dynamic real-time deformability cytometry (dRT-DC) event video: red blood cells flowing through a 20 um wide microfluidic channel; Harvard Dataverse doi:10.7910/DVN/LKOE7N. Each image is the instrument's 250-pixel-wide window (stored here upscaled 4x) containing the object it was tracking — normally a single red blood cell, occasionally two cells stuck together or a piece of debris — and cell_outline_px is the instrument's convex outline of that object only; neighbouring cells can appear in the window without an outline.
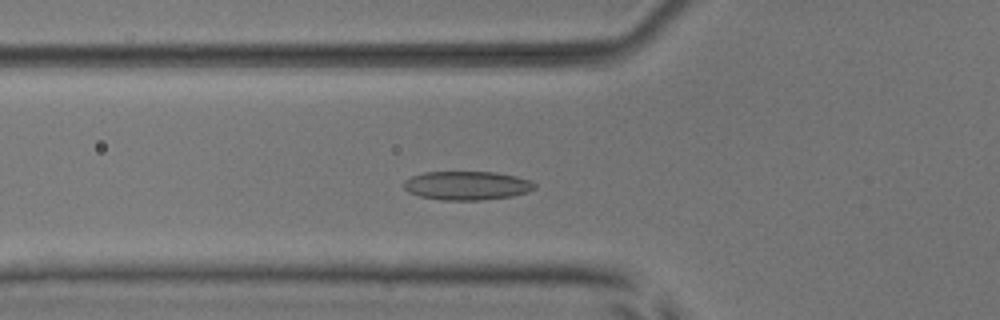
{"species": "common noctule bat (a hibernating species)", "species_latin": "Nyctalus noctula", "temperature_condition": "room temperature", "stored_images_in_passage": 40, "camera_frame_rate_fps": 3000, "um_per_image_px": 0.085, "animal": {"sex": "male", "body_mass_g": 17.9, "forearm_length_mm": 54.2}, "frame": {"image": 1, "passage_image": 6, "time_ms": 1.667, "image_size_px": [1000, 320], "cell_outline_px": [[536, 188], [528, 192], [512, 196], [480, 200], [444, 200], [420, 196], [408, 192], [404, 188], [404, 180], [412, 176], [424, 172], [492, 172], [516, 176], [528, 180], [536, 184]], "centroid_in_image_um": [39.68, 15.77], "position_along_channel_um": 86.1, "area_um2": 21.85}}
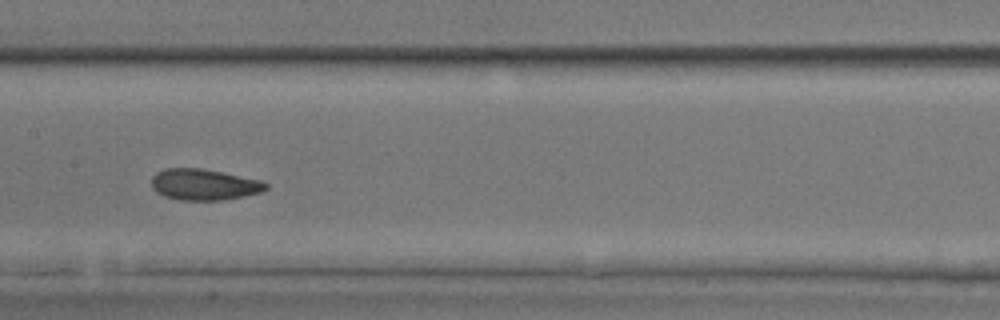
{"frame": {"image": 2, "passage_image": 14, "time_ms": 4.333, "image_size_px": [1000, 320], "cell_outline_px": [[268, 188], [260, 192], [244, 196], [224, 200], [180, 200], [164, 196], [156, 192], [152, 188], [152, 176], [156, 172], [164, 168], [200, 168], [260, 180], [268, 184]], "centroid_in_image_um": [17.31, 15.69], "position_along_channel_um": 190.1, "area_um2": 20.69}}
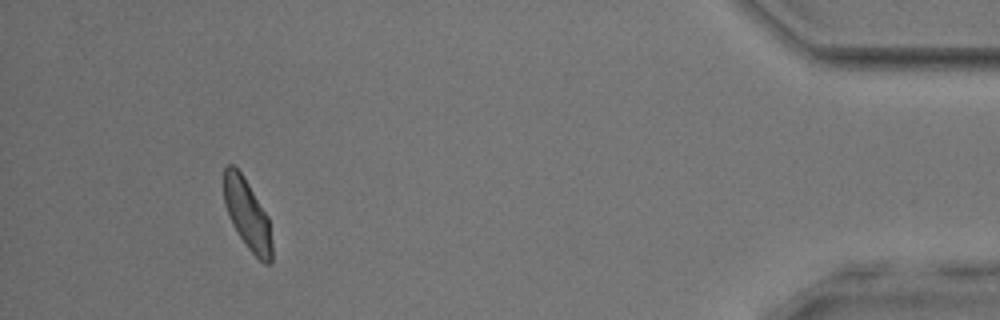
{"frame": {"image": 3, "passage_image": 36, "time_ms": 11.667, "image_size_px": [1000, 320], "cell_outline_px": [[272, 264], [264, 264], [248, 248], [232, 224], [224, 204], [224, 168], [228, 164], [232, 164], [240, 172], [248, 184], [268, 216], [272, 244]], "centroid_in_image_um": [21.03, 18.25], "position_along_channel_um": 414.2, "area_um2": 19.42}, "authors_computed_cell_mechanics": {"area_um2": 20.519, "velocity_mm_per_s": 3.9048, "shape_relaxation_time_tau1_ms": 2.792, "shape_relaxation_time_tau2_ms": 1.683, "deformation_change_tau1": 0.0974, "deformation_change_tau2": 0.0672}}